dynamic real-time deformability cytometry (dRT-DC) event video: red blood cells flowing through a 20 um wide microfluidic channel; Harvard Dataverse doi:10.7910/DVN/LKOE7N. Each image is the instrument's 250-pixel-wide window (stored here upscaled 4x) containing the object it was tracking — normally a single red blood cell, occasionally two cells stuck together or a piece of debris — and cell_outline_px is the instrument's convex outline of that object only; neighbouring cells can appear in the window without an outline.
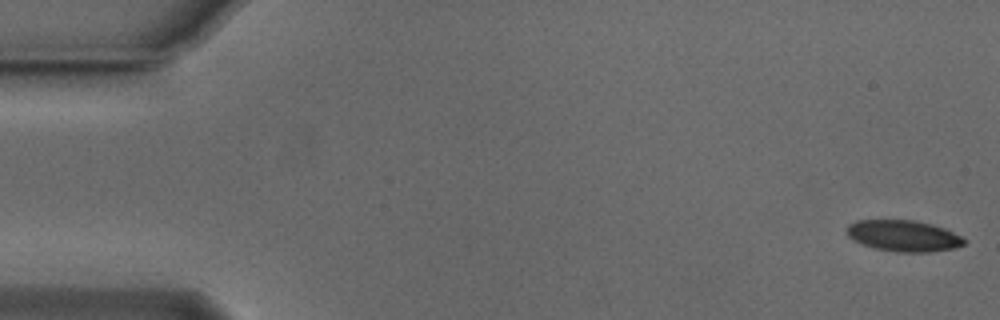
{"species": "Egyptian fruit bat (a non-hibernating species)", "species_latin": "Rousettus aegyptiacus", "temperature_condition": "cold", "stored_images_in_passage": 42, "camera_frame_rate_fps": 3000, "um_per_image_px": 0.085, "animal": {"sex": "male"}, "frame": {"image": 1, "passage_image": 1, "time_ms": 0.0, "image_size_px": [1000, 320], "cell_outline_px": [[968, 240], [964, 244], [956, 248], [928, 252], [896, 252], [872, 248], [852, 240], [848, 236], [848, 224], [856, 220], [912, 220], [932, 224], [944, 228]], "centroid_in_image_um": [76.79, 20.05], "position_along_channel_um": 8.2, "area_um2": 21.44}}
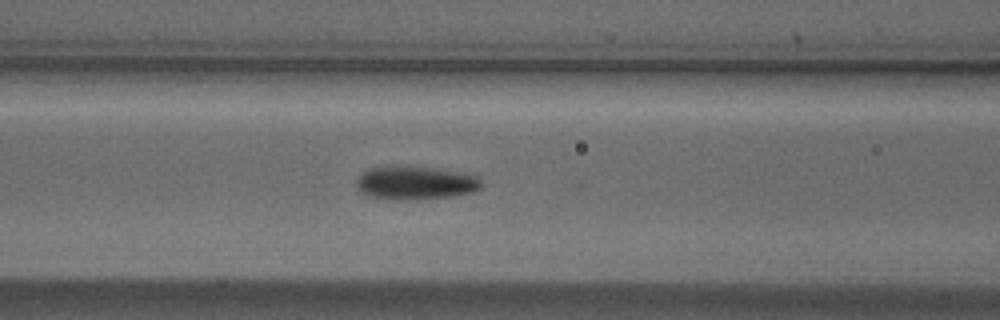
{"frame": {"image": 2, "passage_image": 22, "time_ms": 7.0, "image_size_px": [1000, 320], "cell_outline_px": [[484, 184], [480, 188], [472, 192], [452, 196], [396, 200], [368, 196], [360, 192], [356, 188], [356, 180], [368, 168], [408, 164], [436, 168], [460, 172], [480, 176]], "centroid_in_image_um": [35.31, 15.51], "position_along_channel_um": 131.3, "area_um2": 24.8}}
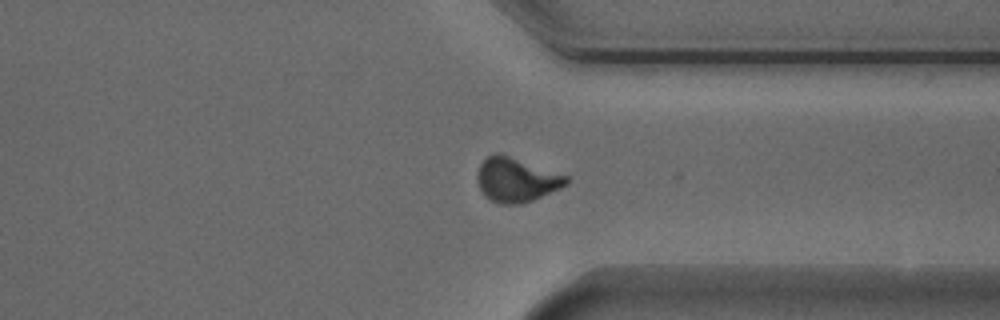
{"frame": {"image": 3, "passage_image": 41, "time_ms": 13.333, "image_size_px": [1000, 320], "cell_outline_px": [[568, 184], [560, 188], [532, 200], [520, 204], [500, 204], [484, 196], [480, 188], [476, 176], [480, 164], [488, 156], [496, 152], [568, 176]], "centroid_in_image_um": [43.86, 15.29], "position_along_channel_um": 367.5, "area_um2": 22.54}, "authors_computed_cell_mechanics": {"area_um2": 22.7154, "velocity_mm_per_s": 3.7461, "shape_relaxation_time_tau1_ms": 2.492, "shape_relaxation_time_tau2_ms": 2.6459, "deformation_change_tau1": 0.1064, "deformation_change_tau2": 0.0681}}